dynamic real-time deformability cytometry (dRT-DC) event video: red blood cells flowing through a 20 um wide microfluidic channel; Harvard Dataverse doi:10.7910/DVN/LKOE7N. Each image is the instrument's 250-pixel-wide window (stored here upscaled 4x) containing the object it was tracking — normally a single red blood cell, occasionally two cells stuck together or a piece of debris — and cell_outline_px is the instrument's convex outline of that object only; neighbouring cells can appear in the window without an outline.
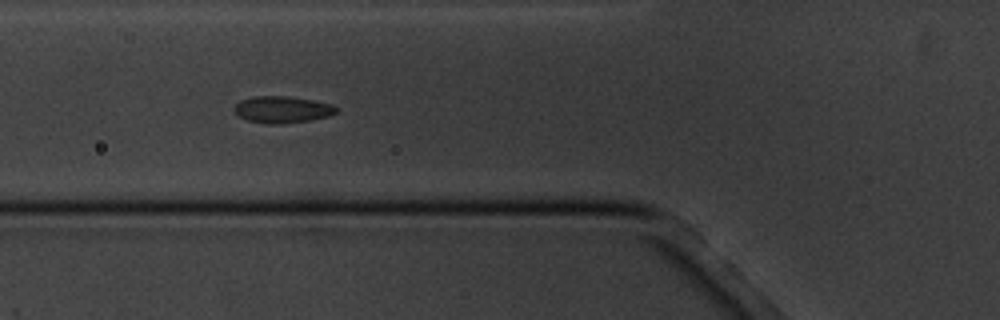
{"species": "common noctule bat (a hibernating species)", "species_latin": "Nyctalus noctula", "temperature_condition": "cold", "stored_images_in_passage": 11, "camera_frame_rate_fps": 3000, "um_per_image_px": 0.085, "animal": {"sex": "male", "body_mass_g": 20.1, "forearm_length_mm": 53.5}, "frame": {"image": 1, "passage_image": 7, "time_ms": 6.667, "image_size_px": [1000, 320], "cell_outline_px": [[336, 112], [328, 116], [308, 120], [284, 124], [268, 124], [248, 120], [236, 116], [232, 108], [240, 100], [252, 96], [288, 96], [312, 100], [332, 104], [336, 108]], "centroid_in_image_um": [23.92, 9.31], "position_along_channel_um": 101.9, "area_um2": 15.95}}
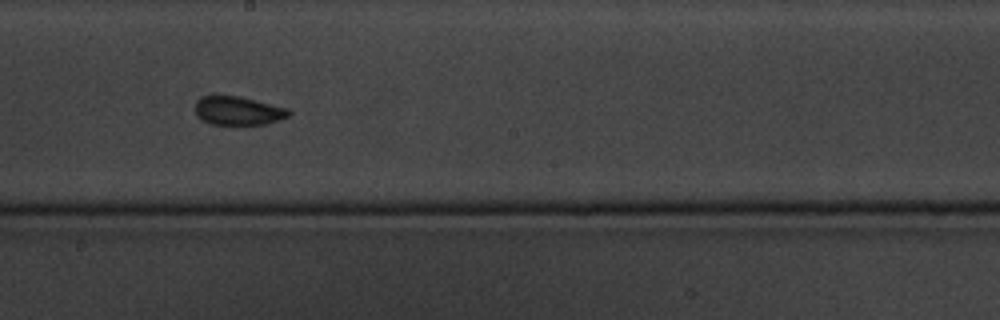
{"frame": {"image": 2, "passage_image": 10, "time_ms": 10.333, "image_size_px": [1000, 320], "cell_outline_px": [[292, 112], [288, 116], [264, 124], [212, 124], [204, 120], [196, 112], [196, 104], [204, 96], [240, 96], [288, 108]], "centroid_in_image_um": [20.29, 9.41], "position_along_channel_um": 227.9, "area_um2": 15.14}}
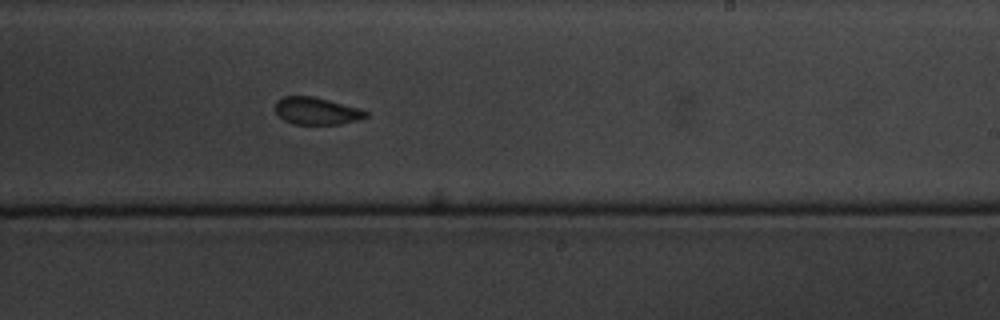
{"frame": {"image": 3, "passage_image": 11, "time_ms": 11.333, "image_size_px": [1000, 320], "cell_outline_px": [[368, 116], [356, 120], [340, 124], [292, 124], [284, 120], [276, 112], [276, 100], [284, 96], [312, 96], [360, 108], [368, 112]], "centroid_in_image_um": [26.9, 9.43], "position_along_channel_um": 262.1, "area_um2": 14.28}}